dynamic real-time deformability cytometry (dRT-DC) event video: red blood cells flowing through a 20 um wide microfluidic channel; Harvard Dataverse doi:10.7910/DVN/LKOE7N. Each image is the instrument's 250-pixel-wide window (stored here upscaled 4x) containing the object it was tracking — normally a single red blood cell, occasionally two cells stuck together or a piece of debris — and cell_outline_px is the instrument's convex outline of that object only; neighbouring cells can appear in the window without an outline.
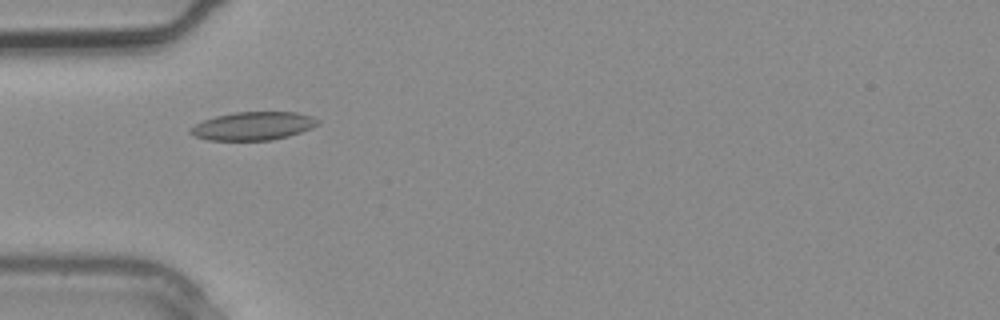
{"species": "common noctule bat (a hibernating species)", "species_latin": "Nyctalus noctula", "temperature_condition": "warm", "stored_images_in_passage": 2, "camera_frame_rate_fps": 3000, "um_per_image_px": 0.085, "animal": {"sex": "male", "body_mass_g": 20.4}, "frame": {"image": 1, "passage_image": 2, "time_ms": 0.333, "image_size_px": [1000, 320], "cell_outline_px": [[320, 120], [312, 128], [288, 136], [272, 140], [208, 140], [196, 136], [188, 132], [196, 124], [204, 120], [216, 116], [236, 112], [296, 112], [312, 116]], "centroid_in_image_um": [21.54, 10.71], "position_along_channel_um": 63.5, "area_um2": 20.75}}